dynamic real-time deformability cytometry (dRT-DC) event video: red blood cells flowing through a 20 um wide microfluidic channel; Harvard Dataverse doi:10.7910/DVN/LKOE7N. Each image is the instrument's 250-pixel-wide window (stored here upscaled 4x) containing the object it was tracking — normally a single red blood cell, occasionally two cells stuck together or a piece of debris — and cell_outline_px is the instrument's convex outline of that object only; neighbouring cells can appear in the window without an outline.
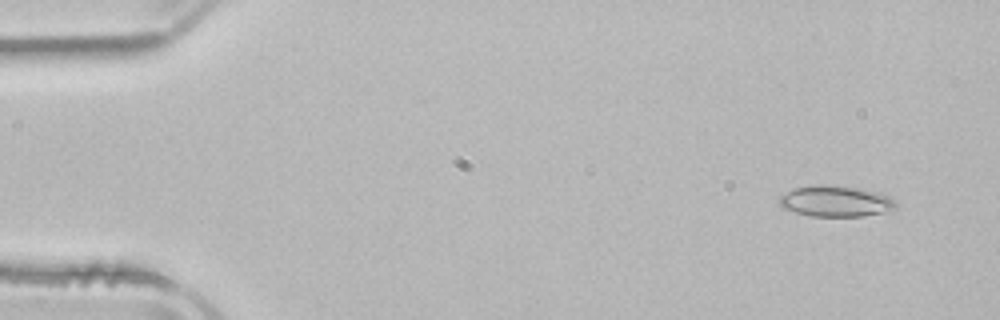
{"species": "common noctule bat (a hibernating species)", "species_latin": "Nyctalus noctula", "temperature_condition": "room temperature", "stored_images_in_passage": 3, "camera_frame_rate_fps": 3000, "um_per_image_px": 0.085, "animal": {"sex": "male", "body_mass_g": 21.5, "forearm_length_mm": 52.0}, "frame": {"image": 1, "passage_image": 1, "time_ms": 0.0, "image_size_px": [1000, 320], "cell_outline_px": [[896, 208], [884, 212], [864, 216], [808, 216], [780, 208], [780, 196], [796, 188], [812, 184], [828, 184], [860, 188], [876, 192], [888, 196], [896, 204]], "centroid_in_image_um": [70.99, 17.1], "position_along_channel_um": 14.0, "area_um2": 21.1}}